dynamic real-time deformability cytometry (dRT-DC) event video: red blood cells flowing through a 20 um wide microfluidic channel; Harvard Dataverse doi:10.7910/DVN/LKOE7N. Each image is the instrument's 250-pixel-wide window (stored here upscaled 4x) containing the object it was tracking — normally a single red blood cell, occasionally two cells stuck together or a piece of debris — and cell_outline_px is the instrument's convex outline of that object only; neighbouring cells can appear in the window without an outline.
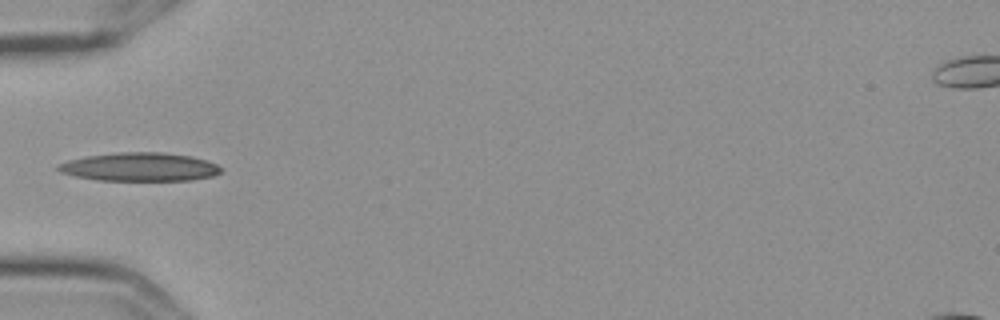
{"species": "Egyptian fruit bat (a non-hibernating species)", "species_latin": "Rousettus aegyptiacus", "temperature_condition": "cold", "stored_images_in_passage": 7, "camera_frame_rate_fps": 3000, "um_per_image_px": 0.085, "frame": {"image": 1, "passage_image": 5, "time_ms": 1.333, "image_size_px": [1000, 320], "cell_outline_px": [[224, 168], [220, 172], [212, 176], [192, 180], [96, 180], [76, 176], [60, 172], [56, 168], [56, 164], [68, 160], [88, 156], [120, 152], [160, 152], [192, 156], [216, 164]], "centroid_in_image_um": [11.86, 14.19], "position_along_channel_um": 73.1, "area_um2": 26.93}}
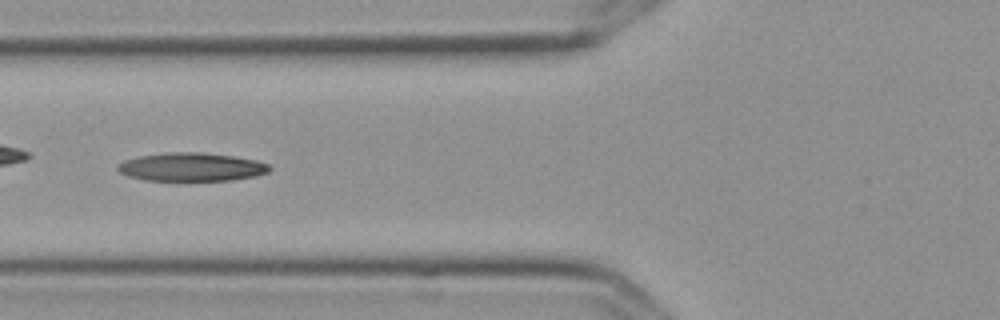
{"frame": {"image": 2, "passage_image": 6, "time_ms": 1.667, "image_size_px": [1000, 320], "cell_outline_px": [[272, 168], [268, 172], [252, 176], [228, 180], [144, 180], [128, 176], [120, 172], [116, 168], [124, 160], [140, 156], [168, 152], [200, 152], [232, 156], [256, 160], [268, 164]], "centroid_in_image_um": [16.26, 14.19], "position_along_channel_um": 109.5, "area_um2": 24.8}}
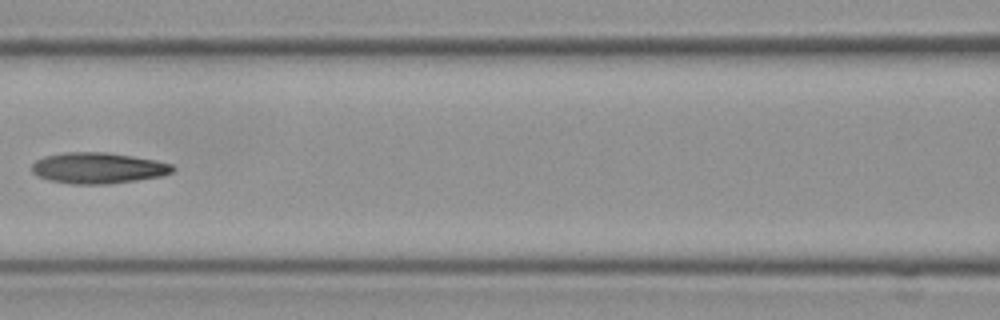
{"frame": {"image": 3, "passage_image": 7, "time_ms": 2.0, "image_size_px": [1000, 320], "cell_outline_px": [[176, 168], [172, 172], [160, 176], [136, 180], [108, 184], [72, 184], [48, 180], [32, 172], [32, 164], [36, 160], [44, 156], [64, 152], [108, 152], [156, 160], [172, 164]], "centroid_in_image_um": [8.33, 14.27], "position_along_channel_um": 158.3, "area_um2": 25.43}}